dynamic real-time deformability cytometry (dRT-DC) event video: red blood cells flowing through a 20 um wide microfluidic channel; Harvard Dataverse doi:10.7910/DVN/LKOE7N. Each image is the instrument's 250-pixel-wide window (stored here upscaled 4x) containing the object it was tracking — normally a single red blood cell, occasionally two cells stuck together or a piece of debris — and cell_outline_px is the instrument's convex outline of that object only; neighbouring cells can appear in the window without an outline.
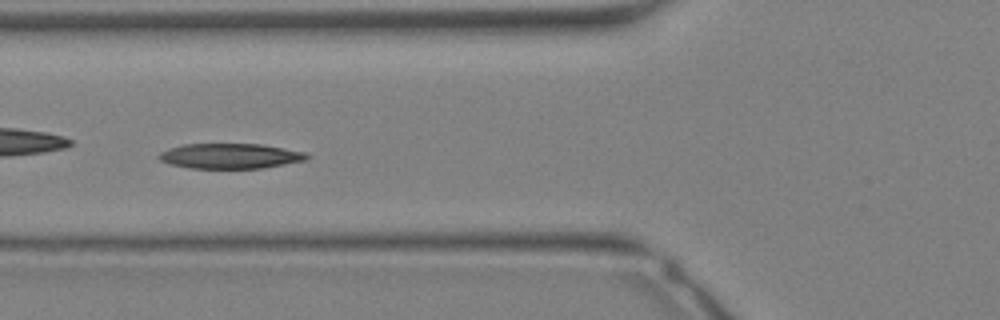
{"species": "Egyptian fruit bat (a non-hibernating species)", "species_latin": "Rousettus aegyptiacus", "temperature_condition": "warm", "stored_images_in_passage": 27, "camera_frame_rate_fps": 3000, "um_per_image_px": 0.085, "animal": {"sex": "female"}, "frame": {"image": 1, "passage_image": 5, "time_ms": 1.333, "image_size_px": [1000, 320], "cell_outline_px": [[312, 156], [308, 160], [264, 168], [188, 168], [172, 164], [160, 160], [156, 156], [160, 152], [168, 148], [184, 144], [260, 144], [308, 152]], "centroid_in_image_um": [19.62, 13.26], "position_along_channel_um": 106.2, "area_um2": 21.91}}